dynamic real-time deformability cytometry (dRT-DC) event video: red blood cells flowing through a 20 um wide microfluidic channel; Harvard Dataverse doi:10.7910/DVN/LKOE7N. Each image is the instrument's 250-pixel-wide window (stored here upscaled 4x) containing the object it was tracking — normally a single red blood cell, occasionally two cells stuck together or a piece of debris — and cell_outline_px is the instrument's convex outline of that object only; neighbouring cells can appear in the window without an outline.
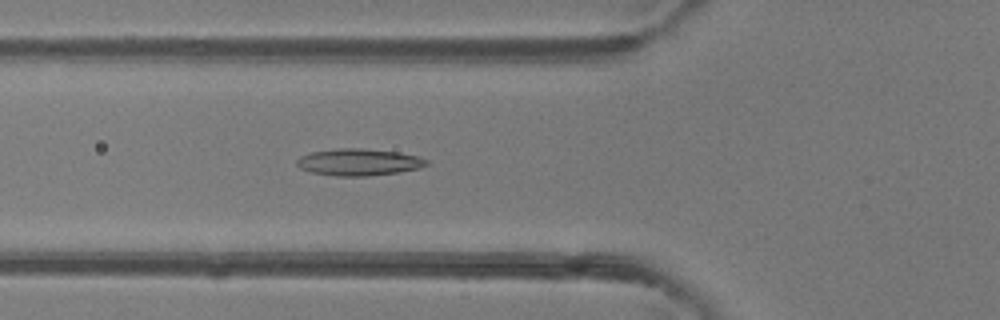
{"species": "common noctule bat (a hibernating species)", "species_latin": "Nyctalus noctula", "temperature_condition": "room temperature", "stored_images_in_passage": 49, "camera_frame_rate_fps": 3000, "um_per_image_px": 0.085, "animal": {"sex": "female"}, "frame": {"image": 1, "passage_image": 18, "time_ms": 5.667, "image_size_px": [1000, 320], "cell_outline_px": [[428, 164], [420, 168], [400, 172], [368, 176], [336, 176], [312, 172], [300, 168], [296, 164], [296, 160], [300, 156], [312, 152], [336, 148], [364, 148], [400, 152], [420, 156], [428, 160]], "centroid_in_image_um": [30.53, 13.77], "position_along_channel_um": 95.3, "area_um2": 20.52}}
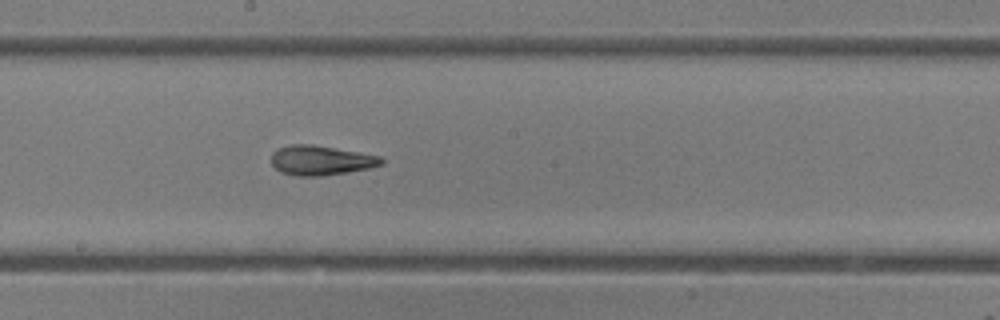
{"frame": {"image": 2, "passage_image": 27, "time_ms": 8.667, "image_size_px": [1000, 320], "cell_outline_px": [[384, 164], [368, 168], [348, 172], [320, 176], [296, 176], [280, 172], [272, 164], [272, 152], [280, 148], [292, 144], [312, 144], [380, 156], [384, 160]], "centroid_in_image_um": [27.27, 13.63], "position_along_channel_um": 220.9, "area_um2": 18.9}}
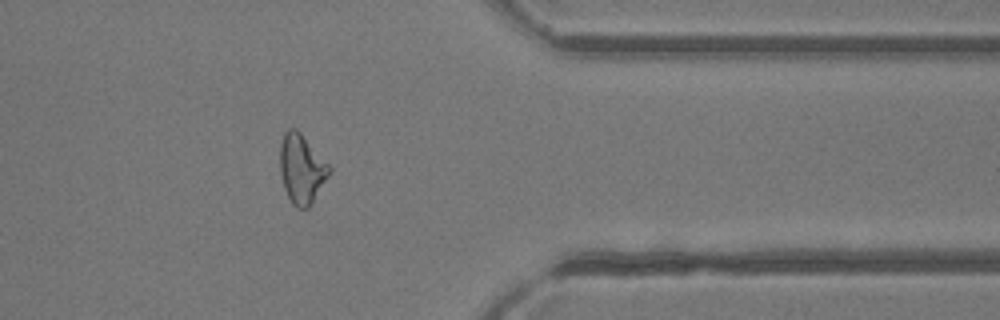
{"frame": {"image": 3, "passage_image": 40, "time_ms": 13.0, "image_size_px": [1000, 320], "cell_outline_px": [[332, 172], [312, 204], [308, 208], [296, 208], [292, 204], [284, 188], [280, 172], [280, 144], [284, 132], [288, 128], [296, 128], [300, 132], [332, 168]], "centroid_in_image_um": [25.65, 14.37], "position_along_channel_um": 385.8, "area_um2": 20.06}, "authors_computed_cell_mechanics": {"area_um2": 20.1144, "velocity_mm_per_s": 4.1706, "shape_relaxation_time_tau1_ms": null, "shape_relaxation_time_tau2_ms": 4.4351, "deformation_change_tau1": null, "deformation_change_tau2": 0.1467}}